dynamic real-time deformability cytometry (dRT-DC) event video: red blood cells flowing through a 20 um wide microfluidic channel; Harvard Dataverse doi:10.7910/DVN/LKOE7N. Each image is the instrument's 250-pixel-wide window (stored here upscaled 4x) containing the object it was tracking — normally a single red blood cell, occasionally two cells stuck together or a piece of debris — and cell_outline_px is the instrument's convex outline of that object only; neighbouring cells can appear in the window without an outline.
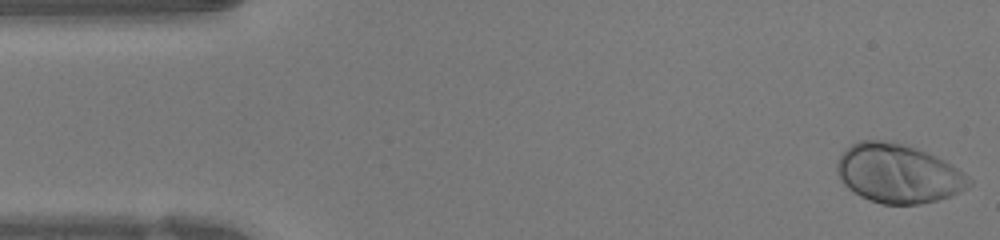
{"species": "human", "species_latin": "Homo sapiens", "temperature_condition": "warm", "stored_images_in_passage": 47, "camera_frame_rate_fps": 3000, "um_per_image_px": 0.085, "donor": {"sex": "female"}, "frame": {"image": 1, "passage_image": 1, "time_ms": 0.0, "image_size_px": [1000, 240], "cell_outline_px": [[972, 184], [960, 192], [952, 196], [920, 204], [884, 204], [868, 200], [860, 196], [848, 188], [844, 184], [836, 172], [836, 160], [852, 144], [860, 140], [892, 140], [916, 148], [936, 156], [952, 164], [964, 172], [972, 180]], "centroid_in_image_um": [76.35, 14.74], "position_along_channel_um": 8.6, "area_um2": 45.6}}
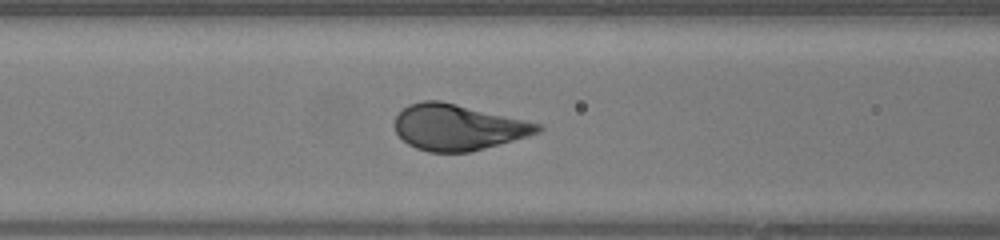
{"frame": {"image": 2, "passage_image": 18, "time_ms": 5.667, "image_size_px": [1000, 240], "cell_outline_px": [[544, 128], [540, 132], [528, 136], [468, 152], [428, 152], [416, 148], [408, 144], [396, 132], [396, 116], [408, 104], [424, 100], [440, 100], [544, 124]], "centroid_in_image_um": [38.95, 10.81], "position_along_channel_um": 127.6, "area_um2": 38.09}}
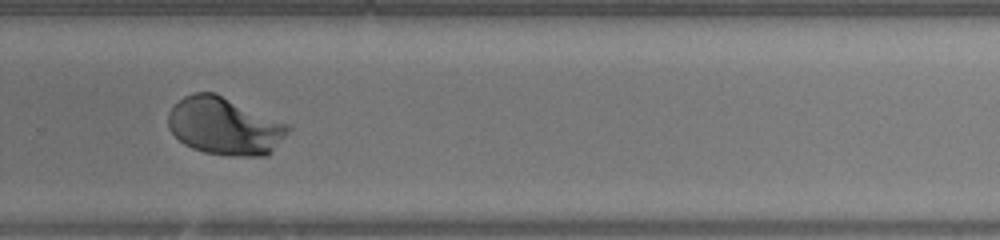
{"frame": {"image": 3, "passage_image": 31, "time_ms": 10.0, "image_size_px": [1000, 240], "cell_outline_px": [[292, 128], [272, 152], [264, 156], [228, 156], [204, 152], [192, 148], [184, 144], [168, 128], [168, 112], [184, 96], [192, 92], [216, 92], [288, 124]], "centroid_in_image_um": [19.1, 10.72], "position_along_channel_um": 310.7, "area_um2": 40.34}, "authors_computed_cell_mechanics": {"area_um2": 40.2288, "velocity_mm_per_s": 4.2404, "shape_relaxation_time_tau1_ms": 2.1961, "shape_relaxation_time_tau2_ms": null, "deformation_change_tau1": 0.1893, "deformation_change_tau2": null}}